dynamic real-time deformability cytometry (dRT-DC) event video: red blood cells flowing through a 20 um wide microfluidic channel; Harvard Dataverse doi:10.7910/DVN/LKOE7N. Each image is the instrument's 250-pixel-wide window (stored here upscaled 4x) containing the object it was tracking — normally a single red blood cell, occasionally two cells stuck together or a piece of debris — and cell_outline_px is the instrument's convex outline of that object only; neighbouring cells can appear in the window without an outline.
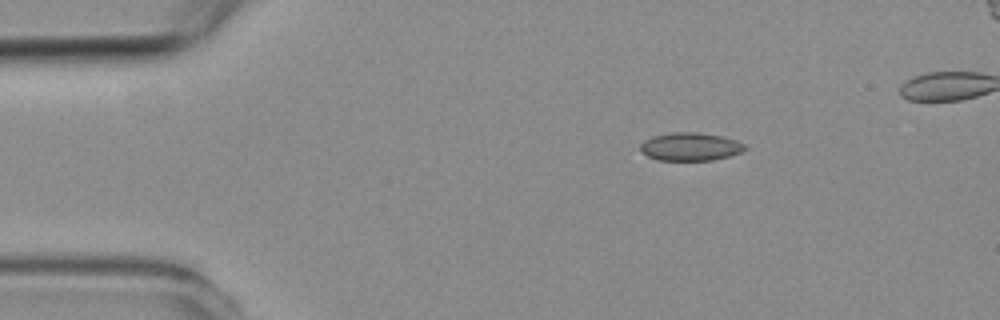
{"species": "common noctule bat (a hibernating species)", "species_latin": "Nyctalus noctula", "temperature_condition": "room temperature", "stored_images_in_passage": 6, "segment_of_instrument_passage": [1, 2], "camera_frame_rate_fps": 3000, "um_per_image_px": 0.085, "animal": {"sex": "female", "body_mass_g": 19.3, "forearm_length_mm": 54.1}, "frame": {"image": 1, "passage_image": 2, "time_ms": 1.0, "image_size_px": [1000, 320], "cell_outline_px": [[748, 148], [740, 152], [728, 156], [712, 160], [656, 160], [640, 152], [640, 144], [644, 140], [652, 136], [672, 132], [696, 132], [720, 136], [736, 140], [744, 144]], "centroid_in_image_um": [58.64, 12.46], "position_along_channel_um": 26.4, "area_um2": 17.11}}
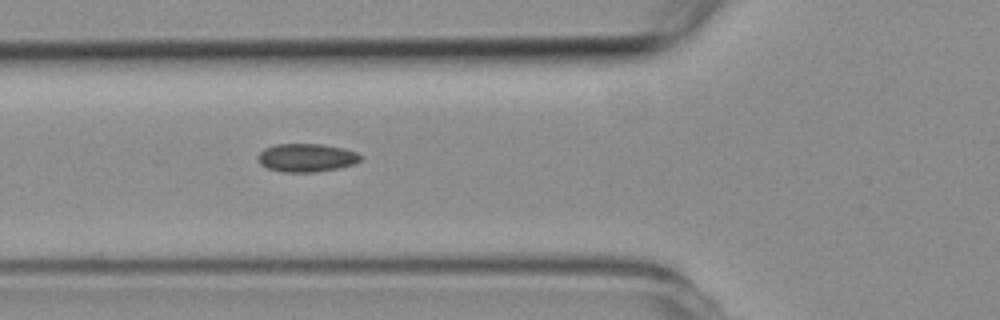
{"frame": {"image": 2, "passage_image": 5, "time_ms": 4.333, "image_size_px": [1000, 320], "cell_outline_px": [[360, 160], [352, 164], [340, 168], [316, 172], [284, 172], [268, 168], [260, 164], [256, 156], [264, 148], [276, 144], [320, 144], [344, 148], [356, 152], [360, 156]], "centroid_in_image_um": [26.02, 13.4], "position_along_channel_um": 99.8, "area_um2": 16.88}}